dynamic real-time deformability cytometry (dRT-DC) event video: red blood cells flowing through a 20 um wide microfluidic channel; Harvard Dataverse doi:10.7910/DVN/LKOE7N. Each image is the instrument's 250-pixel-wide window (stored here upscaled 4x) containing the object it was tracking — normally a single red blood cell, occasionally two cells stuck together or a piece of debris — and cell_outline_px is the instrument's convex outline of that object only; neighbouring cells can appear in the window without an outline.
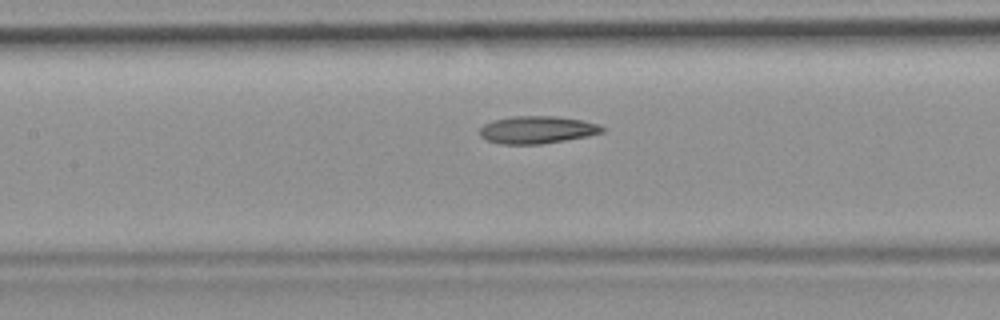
{"species": "common noctule bat (a hibernating species)", "species_latin": "Nyctalus noctula", "temperature_condition": "room temperature", "stored_images_in_passage": 32, "camera_frame_rate_fps": 3000, "um_per_image_px": 0.085, "animal": {"sex": "female", "body_mass_g": 19.9}, "frame": {"image": 1, "passage_image": 14, "time_ms": 4.333, "image_size_px": [1000, 320], "cell_outline_px": [[604, 132], [588, 136], [540, 144], [504, 144], [488, 140], [480, 136], [480, 128], [484, 124], [496, 120], [512, 116], [556, 116], [584, 120], [596, 124], [604, 128]], "centroid_in_image_um": [45.67, 11.03], "position_along_channel_um": 161.7, "area_um2": 19.42}}